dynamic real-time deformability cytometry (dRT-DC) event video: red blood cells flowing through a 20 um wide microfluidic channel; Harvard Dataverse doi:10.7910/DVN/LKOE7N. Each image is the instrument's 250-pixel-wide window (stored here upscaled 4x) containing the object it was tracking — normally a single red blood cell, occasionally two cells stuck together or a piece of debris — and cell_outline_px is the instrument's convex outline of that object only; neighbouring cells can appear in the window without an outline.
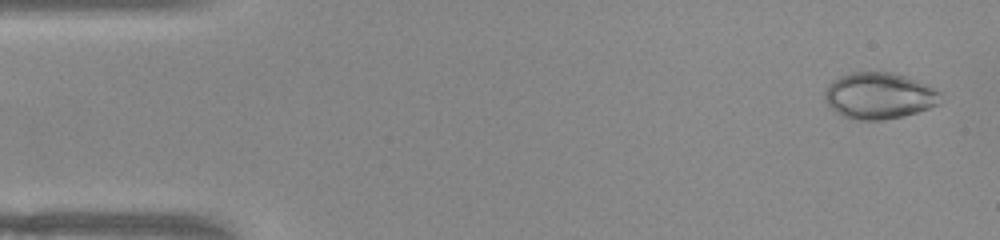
{"species": "common noctule bat (a hibernating species)", "species_latin": "Nyctalus noctula", "temperature_condition": "warm", "stored_images_in_passage": 51, "camera_frame_rate_fps": 3000, "um_per_image_px": 0.085, "animal": {"sex": "female", "body_mass_g": 22.0, "forearm_length_mm": 56.7}, "frame": {"image": 1, "passage_image": 2, "time_ms": 0.333, "image_size_px": [1000, 240], "cell_outline_px": [[940, 104], [904, 116], [884, 120], [860, 120], [844, 116], [836, 112], [824, 100], [824, 92], [828, 84], [832, 80], [840, 76], [852, 72], [892, 72], [916, 80], [940, 92]], "centroid_in_image_um": [74.69, 8.14], "position_along_channel_um": 10.3, "area_um2": 31.15}}
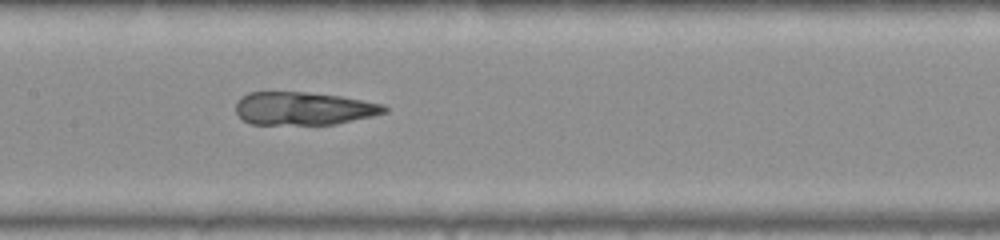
{"frame": {"image": 2, "passage_image": 24, "time_ms": 7.667, "image_size_px": [1000, 240], "cell_outline_px": [[388, 112], [372, 116], [336, 124], [252, 124], [244, 120], [236, 112], [236, 100], [240, 96], [248, 92], [304, 92], [340, 96], [384, 104], [388, 108]], "centroid_in_image_um": [25.8, 9.21], "position_along_channel_um": 181.6, "area_um2": 28.61}}
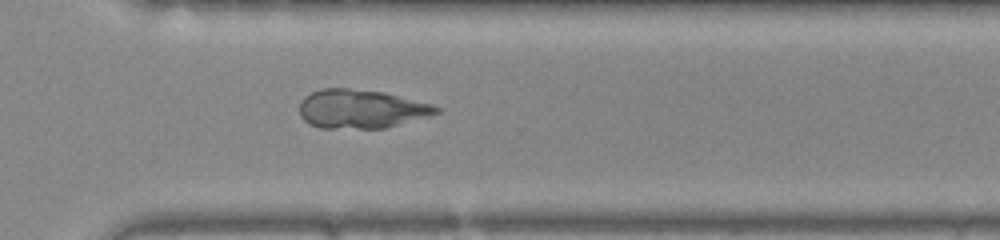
{"frame": {"image": 3, "passage_image": 36, "time_ms": 11.667, "image_size_px": [1000, 240], "cell_outline_px": [[440, 112], [384, 128], [320, 128], [308, 124], [300, 116], [300, 100], [304, 96], [320, 88], [348, 88], [384, 92], [432, 104], [440, 108]], "centroid_in_image_um": [30.63, 9.25], "position_along_channel_um": 340.0, "area_um2": 30.81}}